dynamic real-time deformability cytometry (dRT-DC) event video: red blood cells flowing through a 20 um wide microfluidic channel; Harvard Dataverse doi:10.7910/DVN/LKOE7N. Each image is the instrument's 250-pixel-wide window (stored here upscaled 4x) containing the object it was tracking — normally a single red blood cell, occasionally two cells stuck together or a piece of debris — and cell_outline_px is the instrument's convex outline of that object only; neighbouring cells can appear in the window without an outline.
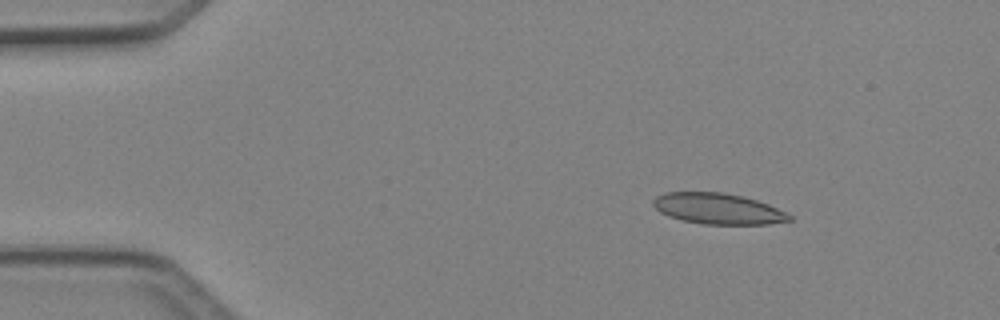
{"species": "Egyptian fruit bat (a non-hibernating species)", "species_latin": "Rousettus aegyptiacus", "temperature_condition": "cold", "stored_images_in_passage": 44, "camera_frame_rate_fps": 3000, "um_per_image_px": 0.085, "animal": {"sex": "female"}, "frame": {"image": 1, "passage_image": 3, "time_ms": 0.667, "image_size_px": [1000, 320], "cell_outline_px": [[792, 220], [768, 224], [704, 224], [684, 220], [668, 216], [660, 212], [652, 204], [652, 200], [656, 196], [664, 192], [724, 192], [744, 196], [768, 204], [792, 216]], "centroid_in_image_um": [61.0, 17.73], "position_along_channel_um": 24.0, "area_um2": 24.45}}
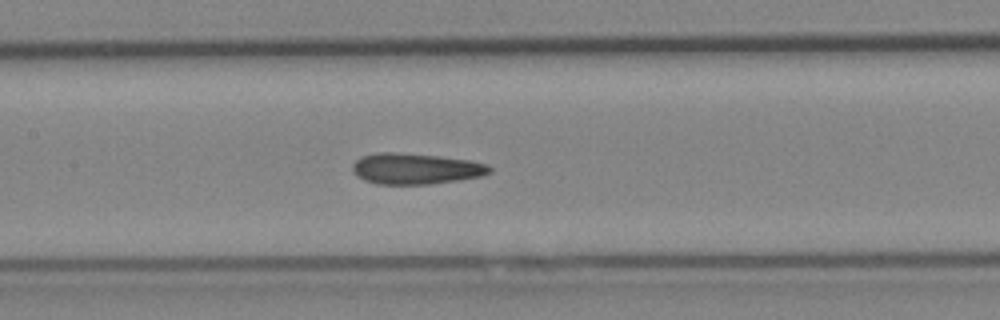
{"frame": {"image": 2, "passage_image": 19, "time_ms": 6.0, "image_size_px": [1000, 320], "cell_outline_px": [[492, 172], [480, 176], [460, 180], [428, 184], [376, 184], [364, 180], [356, 176], [352, 172], [352, 164], [360, 156], [380, 152], [392, 152], [440, 156], [468, 160], [488, 164], [492, 168]], "centroid_in_image_um": [35.31, 14.34], "position_along_channel_um": 172.1, "area_um2": 24.85}}
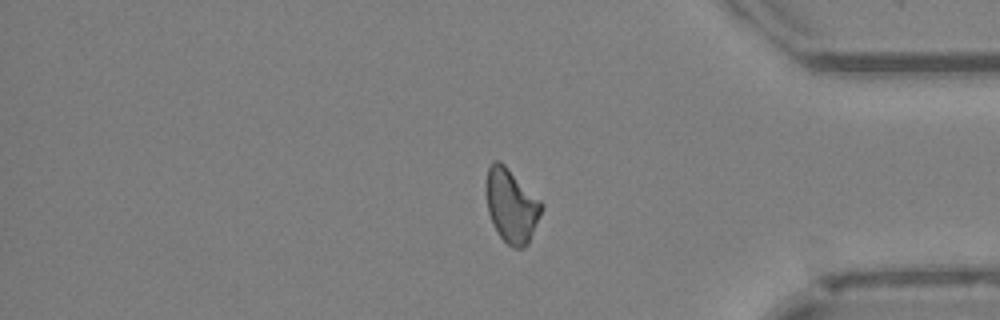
{"frame": {"image": 3, "passage_image": 36, "time_ms": 11.667, "image_size_px": [1000, 320], "cell_outline_px": [[544, 208], [528, 244], [524, 248], [512, 248], [500, 236], [492, 224], [488, 212], [484, 188], [488, 168], [492, 160], [500, 160], [544, 204]], "centroid_in_image_um": [43.45, 17.48], "position_along_channel_um": 391.7, "area_um2": 24.1}, "authors_computed_cell_mechanics": {"area_um2": 24.0737, "velocity_mm_per_s": 4.2405, "shape_relaxation_time_tau1_ms": null, "shape_relaxation_time_tau2_ms": 2.8779, "deformation_change_tau1": null, "deformation_change_tau2": 0.1172}}